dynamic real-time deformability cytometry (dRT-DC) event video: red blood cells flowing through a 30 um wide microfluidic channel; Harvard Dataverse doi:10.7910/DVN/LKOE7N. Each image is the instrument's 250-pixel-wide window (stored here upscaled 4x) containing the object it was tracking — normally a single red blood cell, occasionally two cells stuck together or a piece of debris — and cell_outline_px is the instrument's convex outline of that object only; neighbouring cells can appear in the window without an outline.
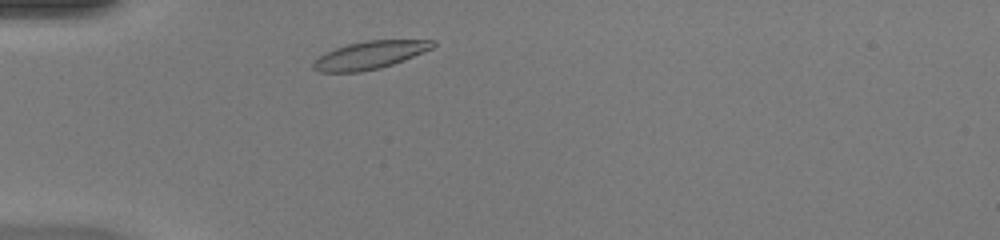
{"species": "common noctule bat (a hibernating species)", "species_latin": "Nyctalus noctula", "temperature_condition": "warm", "stored_images_in_passage": 37, "camera_frame_rate_fps": 3000, "um_per_image_px": 0.085, "animal": {"sex": "female", "body_mass_g": 20.0, "forearm_length_mm": 54.0}, "frame": {"image": 1, "passage_image": 3, "time_ms": 0.667, "image_size_px": [1000, 240], "cell_outline_px": [[436, 44], [432, 48], [404, 60], [380, 68], [360, 72], [320, 72], [312, 68], [312, 64], [324, 52], [348, 44], [368, 40], [436, 40]], "centroid_in_image_um": [31.43, 4.68], "position_along_channel_um": 53.6, "area_um2": 19.25}}
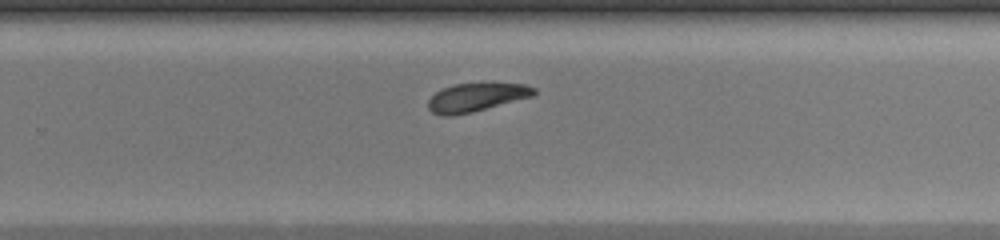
{"frame": {"image": 2, "passage_image": 21, "time_ms": 6.667, "image_size_px": [1000, 240], "cell_outline_px": [[536, 92], [532, 96], [472, 112], [452, 116], [440, 116], [432, 112], [428, 108], [428, 100], [436, 92], [452, 84], [492, 80], [524, 84], [536, 88]], "centroid_in_image_um": [40.51, 8.21], "position_along_channel_um": 289.3, "area_um2": 18.26}}
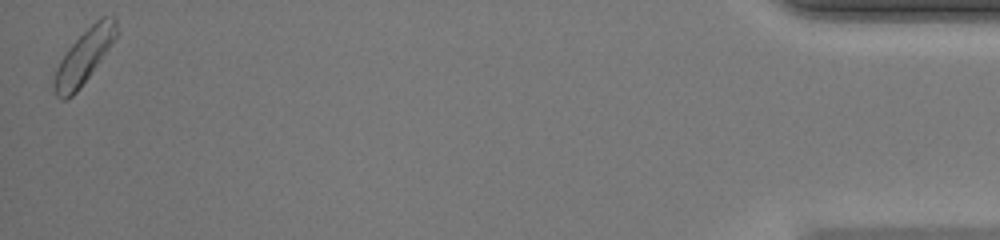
{"frame": {"image": 3, "passage_image": 37, "time_ms": 12.0, "image_size_px": [1000, 240], "cell_outline_px": [[120, 32], [80, 88], [72, 96], [64, 100], [60, 100], [56, 96], [52, 88], [52, 80], [56, 68], [60, 60], [68, 48], [100, 16], [116, 16]], "centroid_in_image_um": [7.14, 4.81], "position_along_channel_um": 428.1, "area_um2": 19.65}, "authors_computed_cell_mechanics": {"area_um2": 18.7272, "velocity_mm_per_s": 4.1893, "shape_relaxation_time_tau1_ms": 3.1216, "shape_relaxation_time_tau2_ms": 5.4253, "deformation_change_tau1": 0.1081, "deformation_change_tau2": 0.1335}}